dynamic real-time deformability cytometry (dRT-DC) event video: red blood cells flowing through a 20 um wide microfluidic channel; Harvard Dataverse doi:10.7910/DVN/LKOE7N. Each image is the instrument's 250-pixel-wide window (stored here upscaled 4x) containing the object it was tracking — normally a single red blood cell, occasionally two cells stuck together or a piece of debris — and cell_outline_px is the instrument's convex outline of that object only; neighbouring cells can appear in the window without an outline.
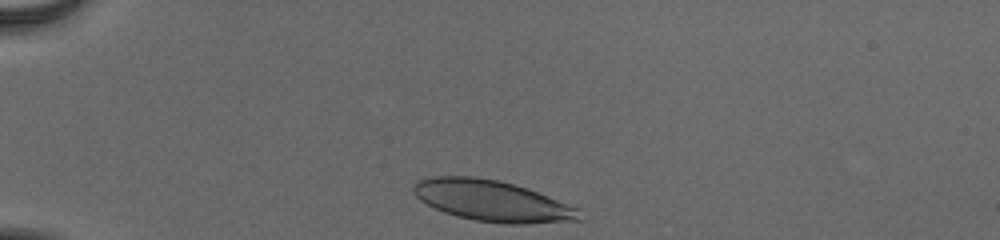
{"species": "human", "species_latin": "Homo sapiens", "temperature_condition": "cold", "stored_images_in_passage": 34, "camera_frame_rate_fps": 3000, "um_per_image_px": 0.085, "donor": {"sex": "male"}, "frame": {"image": 1, "passage_image": 1, "time_ms": 0.0, "image_size_px": [1000, 240], "cell_outline_px": [[584, 220], [528, 224], [504, 224], [476, 220], [456, 216], [444, 212], [420, 200], [412, 192], [412, 188], [416, 180], [432, 176], [472, 176], [496, 180], [528, 188], [576, 208]], "centroid_in_image_um": [41.8, 17.07], "position_along_channel_um": 43.2, "area_um2": 39.48}}
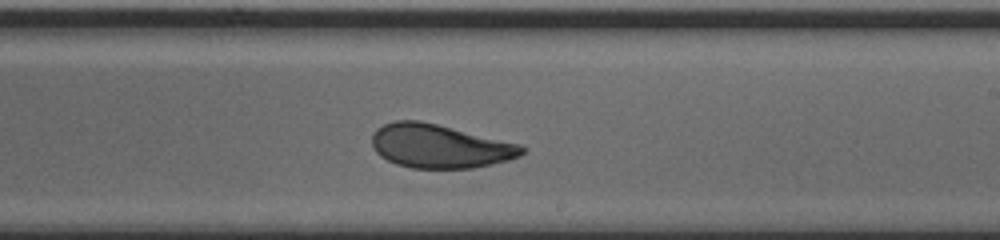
{"frame": {"image": 2, "passage_image": 21, "time_ms": 6.667, "image_size_px": [1000, 240], "cell_outline_px": [[528, 148], [520, 156], [508, 160], [492, 164], [472, 168], [412, 168], [396, 164], [380, 156], [372, 148], [372, 132], [376, 128], [384, 124], [396, 120], [420, 120], [520, 144]], "centroid_in_image_um": [37.35, 12.42], "position_along_channel_um": 251.6, "area_um2": 38.26}}
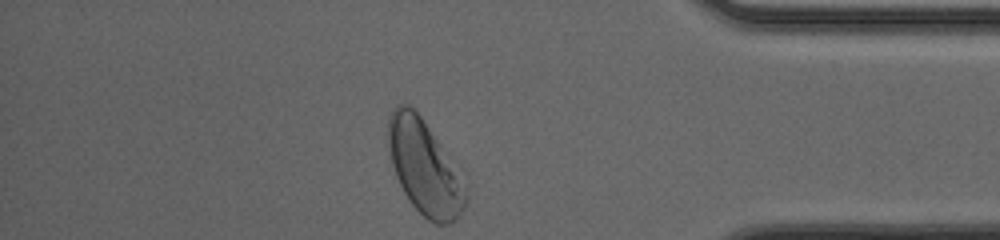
{"frame": {"image": 3, "passage_image": 34, "time_ms": 11.0, "image_size_px": [1000, 240], "cell_outline_px": [[468, 196], [464, 208], [460, 216], [456, 220], [448, 224], [436, 224], [428, 220], [412, 204], [404, 192], [396, 176], [392, 164], [388, 144], [388, 116], [396, 104], [408, 104], [420, 116], [468, 172]], "centroid_in_image_um": [36.22, 14.22], "position_along_channel_um": 399.0, "area_um2": 44.45}, "authors_computed_cell_mechanics": {"area_um2": 38.8127, "velocity_mm_per_s": 3.8779, "shape_relaxation_time_tau1_ms": 4.7013, "shape_relaxation_time_tau2_ms": 0.9364, "deformation_change_tau1": 0.1455, "deformation_change_tau2": 0.0636}}